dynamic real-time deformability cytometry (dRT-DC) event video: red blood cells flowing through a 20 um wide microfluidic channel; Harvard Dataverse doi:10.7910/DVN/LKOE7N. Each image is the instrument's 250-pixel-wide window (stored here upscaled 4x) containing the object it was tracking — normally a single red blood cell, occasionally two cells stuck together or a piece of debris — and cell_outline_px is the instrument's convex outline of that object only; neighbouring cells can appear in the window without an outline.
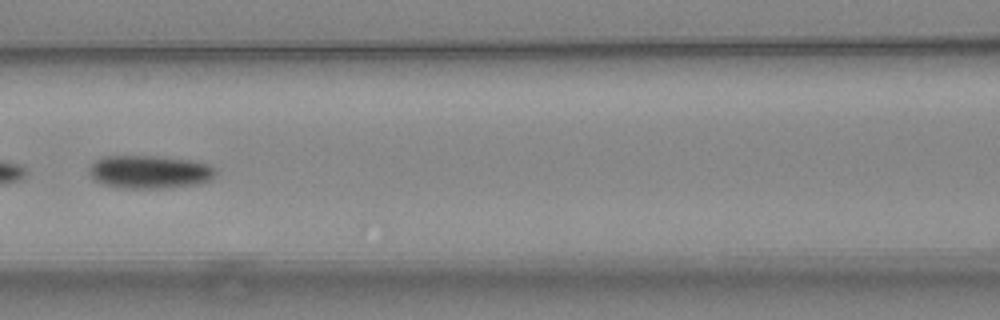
{"species": "common noctule bat (a hibernating species)", "species_latin": "Nyctalus noctula", "temperature_condition": "warm", "stored_images_in_passage": 44, "camera_frame_rate_fps": 3000, "um_per_image_px": 0.085, "animal": {"sex": "female", "body_mass_g": 24.6, "forearm_length_mm": 56.2}, "frame": {"image": 1, "passage_image": 16, "time_ms": 5.0, "image_size_px": [1000, 320], "cell_outline_px": [[216, 172], [212, 180], [200, 184], [160, 188], [120, 188], [104, 184], [92, 180], [88, 172], [88, 168], [100, 156], [156, 156], [192, 160], [208, 164], [216, 168]], "centroid_in_image_um": [12.71, 14.61], "position_along_channel_um": 153.9, "area_um2": 24.74}}
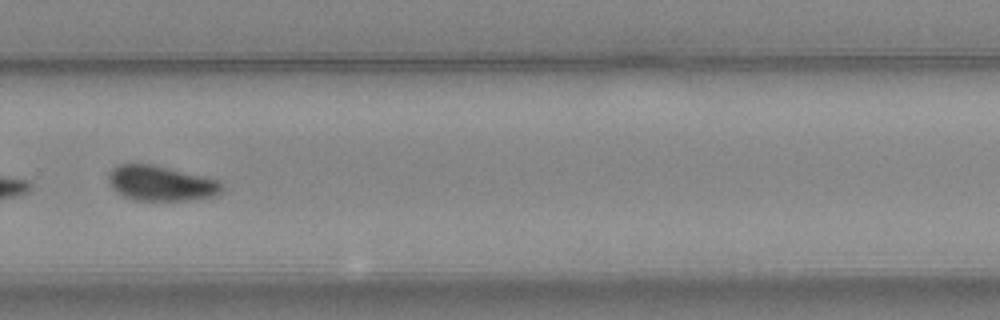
{"frame": {"image": 2, "passage_image": 28, "time_ms": 9.0, "image_size_px": [1000, 320], "cell_outline_px": [[224, 188], [216, 196], [196, 200], [136, 200], [124, 196], [116, 192], [108, 184], [108, 176], [112, 168], [120, 164], [148, 164], [200, 176], [216, 180]], "centroid_in_image_um": [13.64, 15.6], "position_along_channel_um": 316.2, "area_um2": 22.83}}
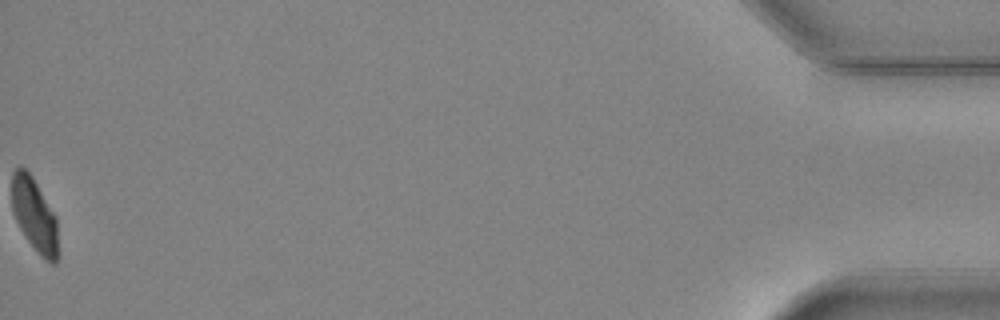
{"frame": {"image": 3, "passage_image": 44, "time_ms": 14.333, "image_size_px": [1000, 320], "cell_outline_px": [[56, 264], [52, 264], [44, 260], [40, 256], [28, 240], [20, 228], [12, 212], [12, 172], [16, 168], [24, 168], [32, 176], [56, 216]], "centroid_in_image_um": [2.9, 18.26], "position_along_channel_um": 432.3, "area_um2": 19.42}, "authors_computed_cell_mechanics": {"area_um2": 24.0159, "velocity_mm_per_s": 4.0719, "shape_relaxation_time_tau1_ms": 3.4719, "shape_relaxation_time_tau2_ms": null, "deformation_change_tau1": 0.1134, "deformation_change_tau2": null}}